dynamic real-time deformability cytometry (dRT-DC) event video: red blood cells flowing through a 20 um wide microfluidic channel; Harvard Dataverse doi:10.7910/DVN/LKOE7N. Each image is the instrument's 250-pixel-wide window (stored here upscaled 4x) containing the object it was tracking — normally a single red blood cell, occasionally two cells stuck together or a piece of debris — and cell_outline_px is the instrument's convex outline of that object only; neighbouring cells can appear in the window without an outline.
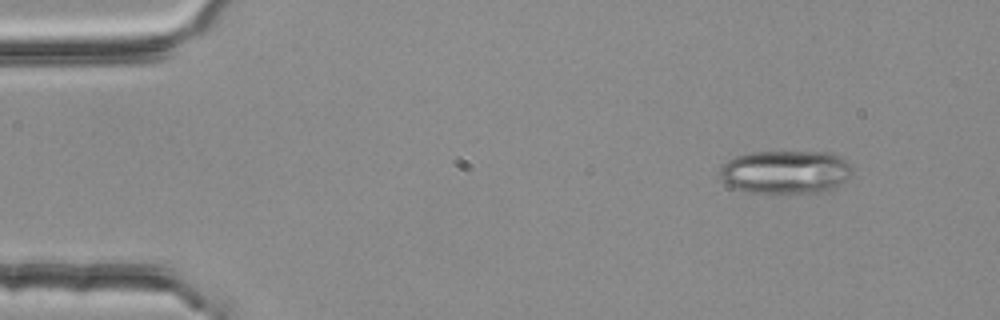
{"species": "common noctule bat (a hibernating species)", "species_latin": "Nyctalus noctula", "temperature_condition": "room temperature", "stored_images_in_passage": 3, "camera_frame_rate_fps": 3000, "um_per_image_px": 0.085, "animal": {"sex": "female", "body_mass_g": 25.1}, "frame": {"image": 1, "passage_image": 1, "time_ms": 0.0, "image_size_px": [1000, 320], "cell_outline_px": [[852, 172], [836, 188], [828, 192], [744, 192], [732, 188], [720, 176], [720, 168], [728, 160], [736, 156], [748, 152], [832, 152], [848, 160], [852, 164]], "centroid_in_image_um": [66.81, 14.61], "position_along_channel_um": 18.2, "area_um2": 33.64}}